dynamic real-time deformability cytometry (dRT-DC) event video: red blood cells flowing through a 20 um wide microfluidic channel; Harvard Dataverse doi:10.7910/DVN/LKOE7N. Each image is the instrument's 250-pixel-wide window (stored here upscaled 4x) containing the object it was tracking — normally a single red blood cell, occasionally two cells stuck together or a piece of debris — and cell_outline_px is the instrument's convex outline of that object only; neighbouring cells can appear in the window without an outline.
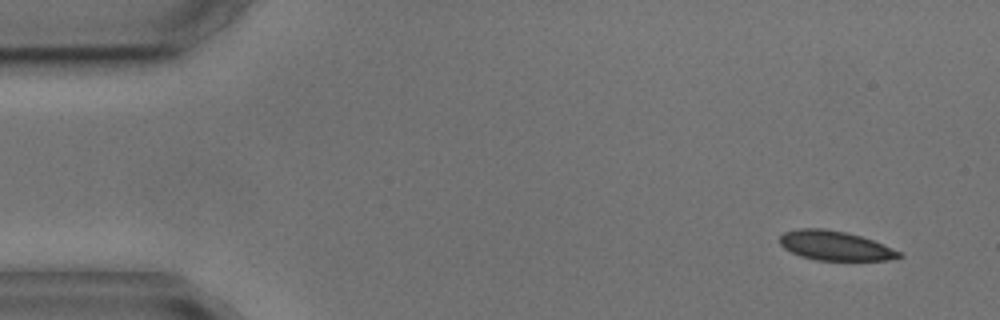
{"species": "common noctule bat (a hibernating species)", "species_latin": "Nyctalus noctula", "temperature_condition": "cold", "stored_images_in_passage": 5, "camera_frame_rate_fps": 3000, "um_per_image_px": 0.085, "animal": {"sex": "male", "body_mass_g": 17.9, "forearm_length_mm": 54.2}, "frame": {"image": 1, "passage_image": 1, "time_ms": 0.0, "image_size_px": [1000, 320], "cell_outline_px": [[904, 256], [888, 260], [816, 260], [800, 256], [784, 248], [780, 244], [780, 236], [784, 232], [800, 228], [824, 228], [844, 232], [860, 236], [872, 240], [900, 252]], "centroid_in_image_um": [70.95, 20.88], "position_along_channel_um": 14.1, "area_um2": 20.23}}
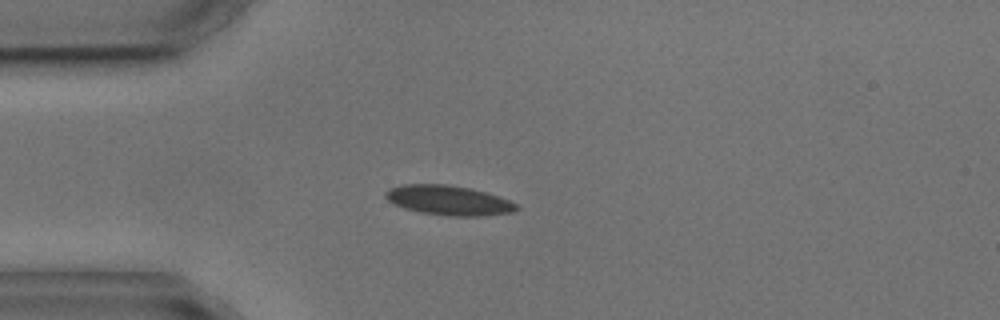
{"frame": {"image": 2, "passage_image": 3, "time_ms": 3.333, "image_size_px": [1000, 320], "cell_outline_px": [[520, 208], [512, 212], [484, 216], [448, 216], [420, 212], [404, 208], [388, 200], [384, 196], [384, 192], [388, 188], [404, 184], [444, 184], [468, 188], [484, 192], [508, 200], [516, 204]], "centroid_in_image_um": [38.1, 17.03], "position_along_channel_um": 46.9, "area_um2": 22.48}}